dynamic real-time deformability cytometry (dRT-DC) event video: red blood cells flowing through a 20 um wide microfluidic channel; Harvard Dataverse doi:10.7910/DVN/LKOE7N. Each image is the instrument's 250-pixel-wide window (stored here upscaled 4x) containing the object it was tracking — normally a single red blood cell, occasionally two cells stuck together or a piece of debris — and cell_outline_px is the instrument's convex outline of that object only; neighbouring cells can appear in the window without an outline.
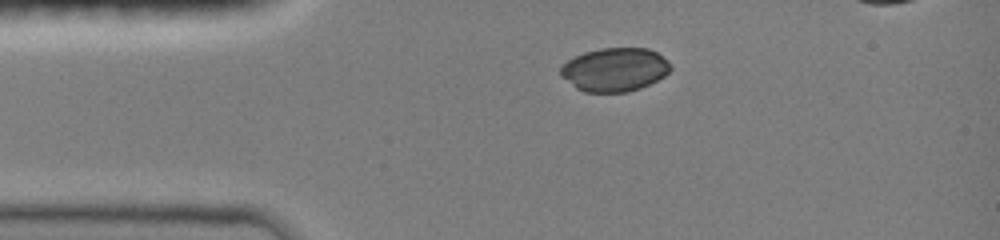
{"species": "common noctule bat (a hibernating species)", "species_latin": "Nyctalus noctula", "temperature_condition": "room temperature", "stored_images_in_passage": 32, "camera_frame_rate_fps": 3000, "um_per_image_px": 0.085, "animal": {"sex": "female", "body_mass_g": 19.0, "forearm_length_mm": 51.5}, "frame": {"image": 1, "passage_image": 1, "time_ms": 0.0, "image_size_px": [1000, 240], "cell_outline_px": [[672, 68], [664, 76], [640, 88], [628, 92], [584, 92], [576, 88], [560, 76], [560, 68], [568, 60], [584, 52], [600, 48], [648, 48], [656, 52], [668, 60], [672, 64]], "centroid_in_image_um": [52.25, 5.91], "position_along_channel_um": 32.7, "area_um2": 27.98}}
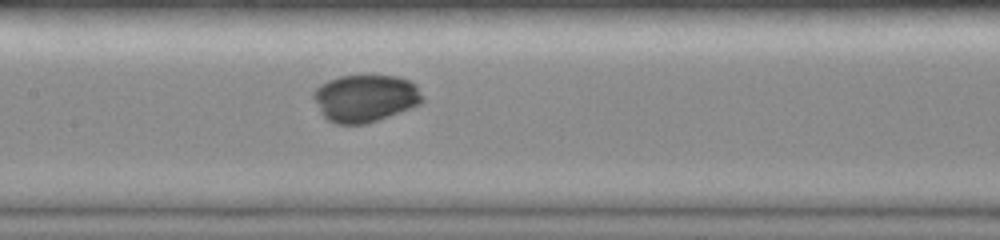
{"frame": {"image": 2, "passage_image": 14, "time_ms": 4.333, "image_size_px": [1000, 240], "cell_outline_px": [[424, 100], [420, 104], [412, 108], [364, 124], [336, 124], [328, 120], [320, 112], [312, 96], [312, 92], [320, 84], [328, 80], [340, 76], [396, 76], [408, 80], [416, 84], [424, 96]], "centroid_in_image_um": [31.05, 8.35], "position_along_channel_um": 176.4, "area_um2": 30.11}}
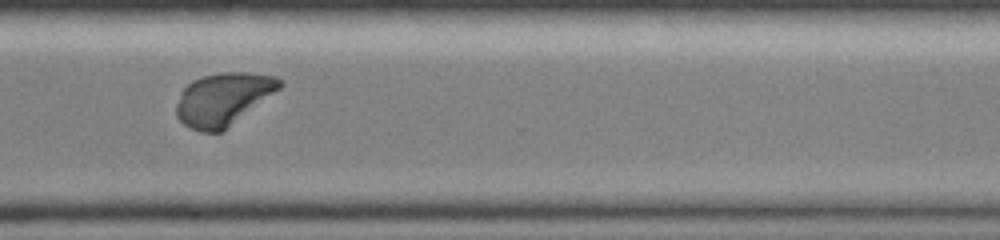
{"frame": {"image": 3, "passage_image": 27, "time_ms": 8.667, "image_size_px": [1000, 240], "cell_outline_px": [[284, 84], [280, 88], [224, 132], [200, 132], [184, 124], [176, 116], [176, 104], [180, 92], [192, 80], [204, 76], [220, 72], [248, 72], [276, 76], [284, 80]], "centroid_in_image_um": [18.99, 8.42], "position_along_channel_um": 351.6, "area_um2": 31.96}}